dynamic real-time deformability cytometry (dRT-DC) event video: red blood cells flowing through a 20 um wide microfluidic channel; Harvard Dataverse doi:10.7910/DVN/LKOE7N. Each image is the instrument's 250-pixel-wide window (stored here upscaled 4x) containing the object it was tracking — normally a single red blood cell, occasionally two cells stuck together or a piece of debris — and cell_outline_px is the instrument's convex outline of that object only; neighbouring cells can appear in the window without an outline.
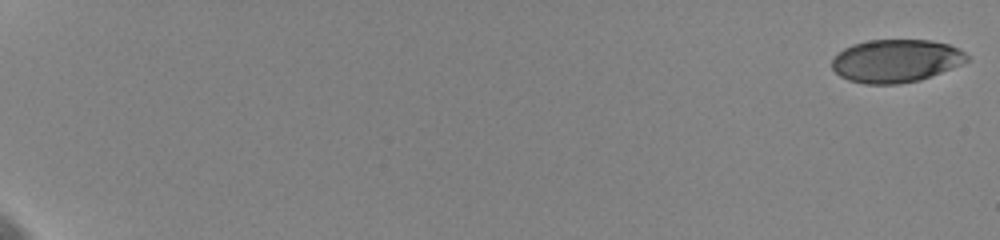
{"species": "human", "species_latin": "Homo sapiens", "temperature_condition": "cold", "stored_images_in_passage": 62, "camera_frame_rate_fps": 3000, "um_per_image_px": 0.085, "donor": {"sex": "female"}, "frame": {"image": 1, "passage_image": 1, "time_ms": 0.0, "image_size_px": [1000, 240], "cell_outline_px": [[968, 60], [960, 64], [920, 80], [900, 84], [864, 84], [848, 80], [840, 76], [832, 68], [832, 60], [844, 48], [852, 44], [868, 40], [928, 40], [948, 44], [964, 52], [968, 56]], "centroid_in_image_um": [76.12, 5.18], "position_along_channel_um": 8.9, "area_um2": 33.52}}
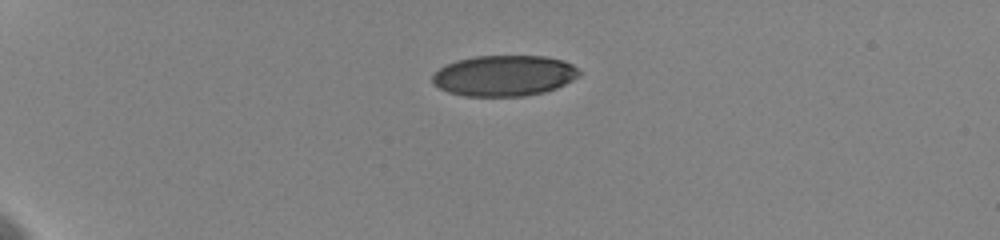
{"frame": {"image": 2, "passage_image": 22, "time_ms": 5.333, "image_size_px": [1000, 240], "cell_outline_px": [[580, 76], [556, 88], [544, 92], [524, 96], [464, 96], [448, 92], [432, 84], [432, 76], [440, 68], [456, 60], [476, 56], [544, 56], [564, 60], [572, 64], [580, 72]], "centroid_in_image_um": [42.85, 6.43], "position_along_channel_um": 42.1, "area_um2": 34.91}}
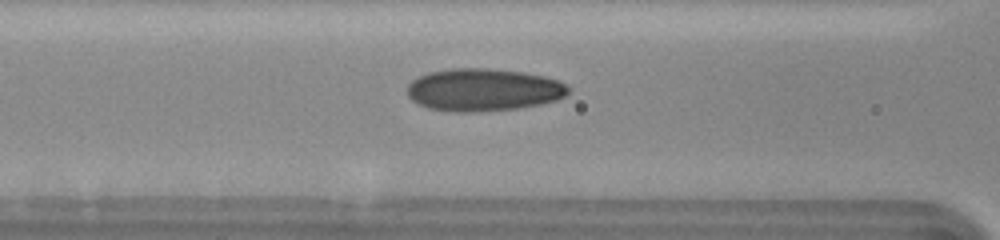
{"frame": {"image": 3, "passage_image": 38, "time_ms": 9.333, "image_size_px": [1000, 240], "cell_outline_px": [[568, 92], [564, 96], [556, 100], [540, 104], [516, 108], [472, 112], [452, 112], [428, 108], [412, 100], [408, 96], [408, 84], [412, 80], [428, 72], [452, 68], [488, 68], [520, 72], [544, 76], [556, 80], [564, 84], [568, 88]], "centroid_in_image_um": [41.04, 7.63], "position_along_channel_um": 125.6, "area_um2": 39.65}}